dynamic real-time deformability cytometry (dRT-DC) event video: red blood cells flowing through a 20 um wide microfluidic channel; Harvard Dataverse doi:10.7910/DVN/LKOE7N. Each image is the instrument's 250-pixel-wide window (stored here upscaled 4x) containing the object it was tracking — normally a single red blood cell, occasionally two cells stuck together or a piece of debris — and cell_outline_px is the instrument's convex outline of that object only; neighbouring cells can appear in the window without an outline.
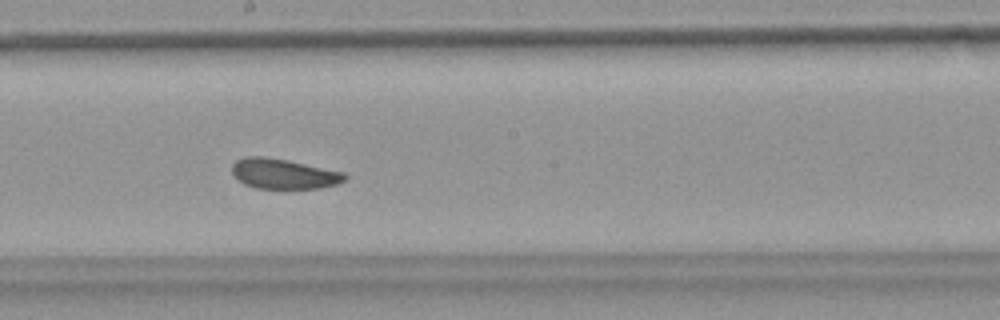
{"species": "common noctule bat (a hibernating species)", "species_latin": "Nyctalus noctula", "temperature_condition": "warm", "stored_images_in_passage": 22, "camera_frame_rate_fps": 3000, "um_per_image_px": 0.085, "animal": {"sex": "female", "body_mass_g": 18.4}, "frame": {"image": 1, "passage_image": 21, "time_ms": 6.667, "image_size_px": [1000, 320], "cell_outline_px": [[348, 176], [344, 180], [336, 184], [320, 188], [256, 188], [244, 184], [232, 176], [232, 164], [236, 160], [248, 156], [260, 156], [288, 160], [344, 172]], "centroid_in_image_um": [24.08, 14.77], "position_along_channel_um": 224.1, "area_um2": 19.77}}